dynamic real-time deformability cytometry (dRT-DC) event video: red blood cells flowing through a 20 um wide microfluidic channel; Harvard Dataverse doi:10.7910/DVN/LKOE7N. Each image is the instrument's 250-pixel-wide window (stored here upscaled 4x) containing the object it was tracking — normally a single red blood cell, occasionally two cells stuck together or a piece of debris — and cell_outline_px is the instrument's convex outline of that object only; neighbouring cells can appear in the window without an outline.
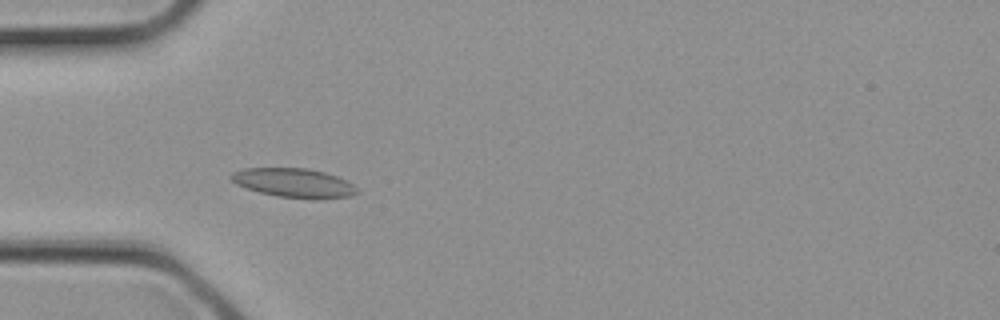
{"species": "common noctule bat (a hibernating species)", "species_latin": "Nyctalus noctula", "temperature_condition": "cold", "stored_images_in_passage": 2, "camera_frame_rate_fps": 3000, "um_per_image_px": 0.085, "animal": {"sex": "female", "body_mass_g": 21.9}, "frame": {"image": 1, "passage_image": 2, "time_ms": 0.333, "image_size_px": [1000, 320], "cell_outline_px": [[360, 192], [352, 196], [320, 200], [312, 200], [276, 196], [260, 192], [236, 184], [228, 176], [232, 172], [244, 168], [308, 168], [324, 172], [336, 176], [352, 184]], "centroid_in_image_um": [25.0, 15.56], "position_along_channel_um": 60.0, "area_um2": 21.62}}